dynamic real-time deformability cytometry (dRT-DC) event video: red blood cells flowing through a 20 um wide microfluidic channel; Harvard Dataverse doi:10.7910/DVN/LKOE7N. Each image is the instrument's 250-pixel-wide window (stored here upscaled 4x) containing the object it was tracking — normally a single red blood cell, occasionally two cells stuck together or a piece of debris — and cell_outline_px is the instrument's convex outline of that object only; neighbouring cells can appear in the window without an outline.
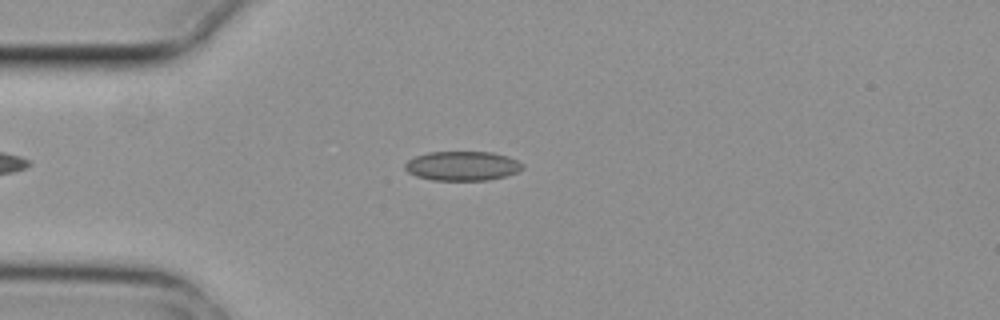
{"species": "common noctule bat (a hibernating species)", "species_latin": "Nyctalus noctula", "temperature_condition": "cold", "stored_images_in_passage": 5, "camera_frame_rate_fps": 3000, "um_per_image_px": 0.085, "animal": {"sex": "female", "body_mass_g": 29.2, "forearm_length_mm": 56.3}, "frame": {"image": 1, "passage_image": 4, "time_ms": 1.0, "image_size_px": [1000, 320], "cell_outline_px": [[524, 168], [516, 172], [504, 176], [488, 180], [432, 180], [416, 176], [408, 172], [404, 168], [404, 164], [408, 160], [416, 156], [428, 152], [492, 152], [508, 156], [524, 164]], "centroid_in_image_um": [39.29, 14.1], "position_along_channel_um": 45.7, "area_um2": 20.11}}